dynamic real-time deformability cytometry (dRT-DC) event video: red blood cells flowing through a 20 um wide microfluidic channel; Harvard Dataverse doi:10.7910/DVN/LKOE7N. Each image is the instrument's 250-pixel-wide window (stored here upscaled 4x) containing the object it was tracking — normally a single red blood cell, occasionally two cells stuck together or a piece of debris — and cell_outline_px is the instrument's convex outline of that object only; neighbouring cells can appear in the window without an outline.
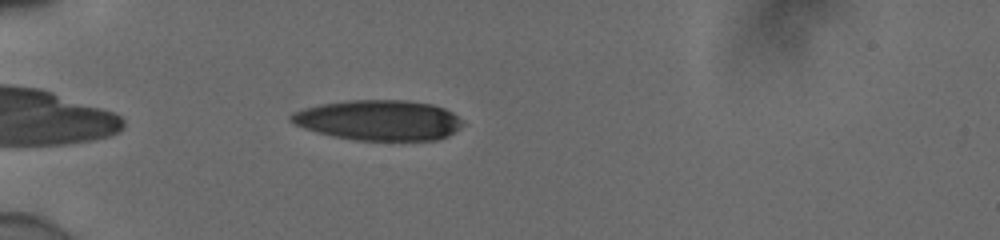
{"species": "human", "species_latin": "Homo sapiens", "temperature_condition": "cold", "stored_images_in_passage": 36, "camera_frame_rate_fps": 3000, "um_per_image_px": 0.085, "donor": {"sex": "male"}, "frame": {"image": 1, "passage_image": 5, "time_ms": 1.333, "image_size_px": [1000, 240], "cell_outline_px": [[464, 124], [448, 136], [436, 140], [356, 140], [316, 132], [304, 128], [288, 120], [288, 116], [292, 112], [304, 108], [320, 104], [348, 100], [408, 100], [432, 104], [444, 108], [452, 112]], "centroid_in_image_um": [32.17, 10.21], "position_along_channel_um": 52.8, "area_um2": 40.29}}
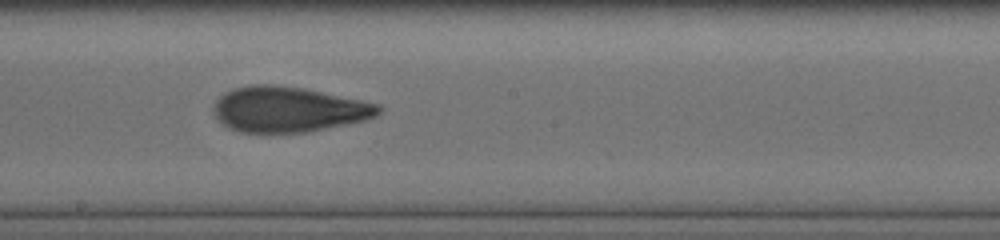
{"frame": {"image": 2, "passage_image": 20, "time_ms": 6.333, "image_size_px": [1000, 240], "cell_outline_px": [[380, 112], [376, 116], [364, 120], [304, 132], [240, 132], [228, 128], [216, 116], [212, 108], [216, 100], [224, 92], [232, 88], [252, 84], [272, 84], [304, 88], [380, 104]], "centroid_in_image_um": [24.47, 9.28], "position_along_channel_um": 223.7, "area_um2": 43.35}}
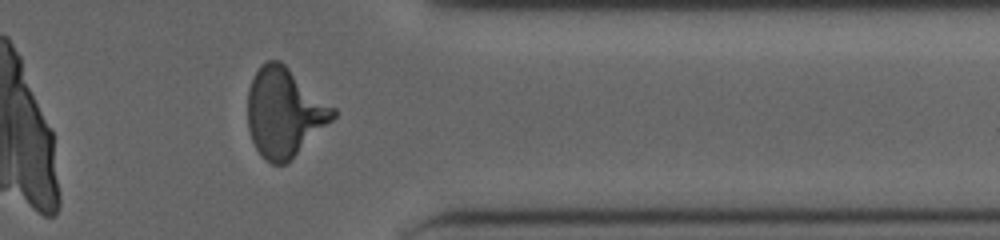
{"frame": {"image": 3, "passage_image": 33, "time_ms": 10.667, "image_size_px": [1000, 240], "cell_outline_px": [[336, 116], [288, 164], [272, 164], [264, 160], [256, 148], [252, 140], [248, 128], [248, 88], [260, 64], [268, 60], [280, 60], [336, 108]], "centroid_in_image_um": [24.17, 9.57], "position_along_channel_um": 387.2, "area_um2": 44.45}, "authors_computed_cell_mechanics": {"area_um2": 43.061, "velocity_mm_per_s": 3.9123, "shape_relaxation_time_tau1_ms": 4.3427, "shape_relaxation_time_tau2_ms": 1.4237, "deformation_change_tau1": 0.2014, "deformation_change_tau2": 0.0916}}